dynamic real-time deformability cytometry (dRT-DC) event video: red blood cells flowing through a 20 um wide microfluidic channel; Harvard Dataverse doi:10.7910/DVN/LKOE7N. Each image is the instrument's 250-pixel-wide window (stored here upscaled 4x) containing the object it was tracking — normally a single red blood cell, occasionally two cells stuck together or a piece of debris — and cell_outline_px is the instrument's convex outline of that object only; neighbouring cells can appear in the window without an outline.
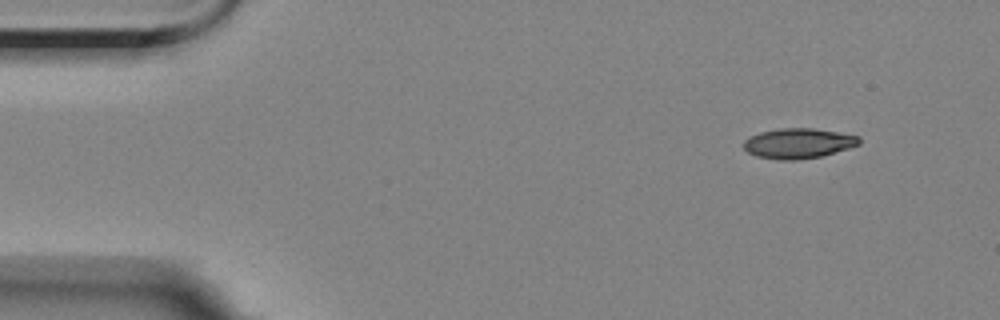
{"species": "Egyptian fruit bat (a non-hibernating species)", "species_latin": "Rousettus aegyptiacus", "temperature_condition": "room temperature", "stored_images_in_passage": 4, "camera_frame_rate_fps": 3000, "um_per_image_px": 0.085, "animal": {"sex": "female"}, "frame": {"image": 1, "passage_image": 1, "time_ms": 0.0, "image_size_px": [1000, 320], "cell_outline_px": [[860, 144], [848, 148], [820, 156], [796, 160], [780, 160], [756, 156], [748, 152], [744, 148], [744, 140], [748, 136], [760, 132], [780, 128], [812, 128], [860, 136]], "centroid_in_image_um": [67.82, 12.18], "position_along_channel_um": 17.2, "area_um2": 20.17}}
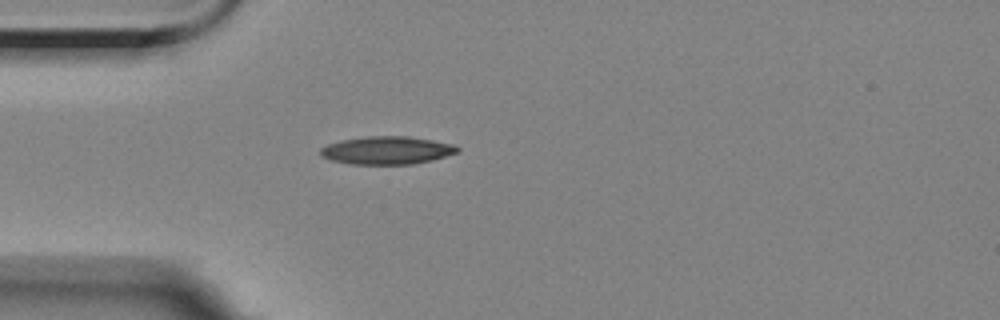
{"frame": {"image": 2, "passage_image": 4, "time_ms": 3.333, "image_size_px": [1000, 320], "cell_outline_px": [[460, 152], [432, 160], [412, 164], [352, 164], [332, 160], [320, 156], [320, 148], [328, 144], [344, 140], [368, 136], [408, 136], [432, 140], [452, 144], [460, 148]], "centroid_in_image_um": [32.91, 12.78], "position_along_channel_um": 52.1, "area_um2": 22.2}}